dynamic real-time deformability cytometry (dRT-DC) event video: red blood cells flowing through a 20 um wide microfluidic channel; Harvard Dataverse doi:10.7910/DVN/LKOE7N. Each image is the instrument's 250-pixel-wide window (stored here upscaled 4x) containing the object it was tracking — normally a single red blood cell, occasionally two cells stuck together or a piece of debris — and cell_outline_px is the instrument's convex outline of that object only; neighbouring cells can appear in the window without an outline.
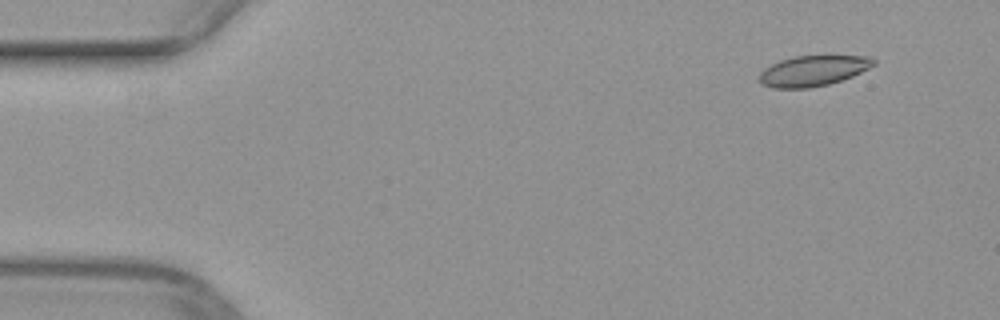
{"species": "common noctule bat (a hibernating species)", "species_latin": "Nyctalus noctula", "temperature_condition": "warm", "stored_images_in_passage": 47, "camera_frame_rate_fps": 3000, "um_per_image_px": 0.085, "animal": {"sex": "female", "body_mass_g": 29.2, "forearm_length_mm": 56.3}, "frame": {"image": 1, "passage_image": 1, "time_ms": 0.0, "image_size_px": [1000, 320], "cell_outline_px": [[876, 64], [852, 76], [828, 84], [808, 88], [772, 88], [760, 84], [760, 72], [764, 68], [780, 60], [792, 56], [828, 52], [868, 56], [876, 60]], "centroid_in_image_um": [69.15, 5.94], "position_along_channel_um": 15.8, "area_um2": 21.33}}
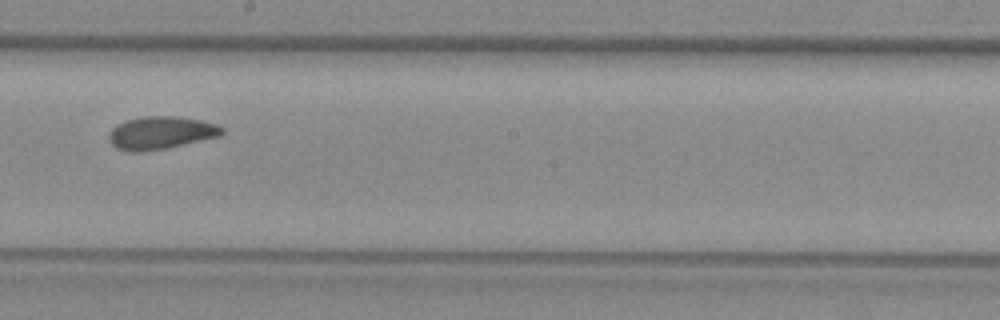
{"frame": {"image": 2, "passage_image": 25, "time_ms": 8.0, "image_size_px": [1000, 320], "cell_outline_px": [[224, 132], [220, 136], [164, 148], [132, 152], [116, 148], [108, 140], [108, 132], [116, 124], [140, 116], [176, 116], [200, 120], [216, 124], [224, 128]], "centroid_in_image_um": [13.64, 11.27], "position_along_channel_um": 234.6, "area_um2": 21.44}}
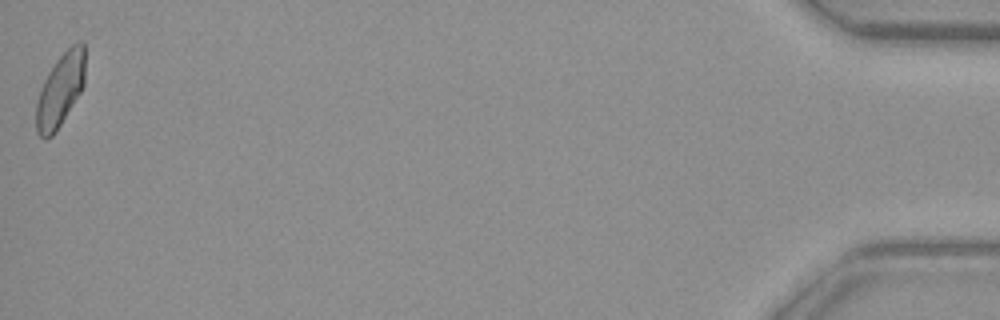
{"frame": {"image": 3, "passage_image": 47, "time_ms": 15.333, "image_size_px": [1000, 320], "cell_outline_px": [[84, 84], [80, 92], [56, 132], [52, 136], [44, 140], [36, 132], [36, 104], [40, 88], [48, 72], [56, 60], [72, 44], [80, 40], [84, 40]], "centroid_in_image_um": [5.11, 7.65], "position_along_channel_um": 430.1, "area_um2": 20.87}}